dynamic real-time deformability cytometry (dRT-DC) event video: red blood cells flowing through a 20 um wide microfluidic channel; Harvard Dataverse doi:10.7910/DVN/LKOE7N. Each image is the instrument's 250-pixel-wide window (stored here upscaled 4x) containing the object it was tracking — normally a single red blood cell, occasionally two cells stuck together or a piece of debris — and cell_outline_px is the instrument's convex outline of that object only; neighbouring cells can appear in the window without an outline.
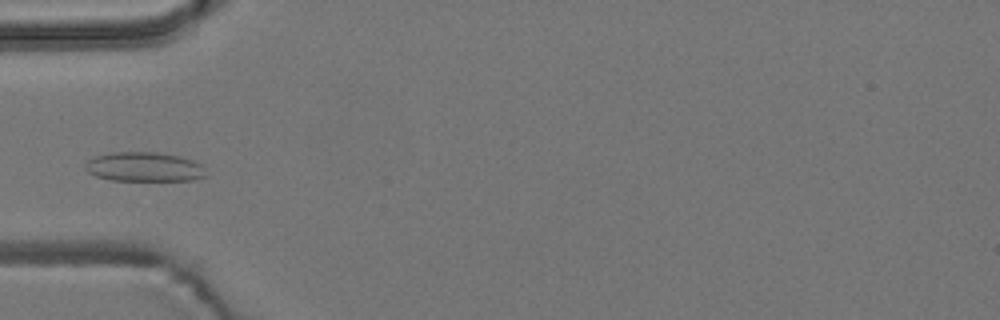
{"species": "common noctule bat (a hibernating species)", "species_latin": "Nyctalus noctula", "temperature_condition": "room temperature", "stored_images_in_passage": 6, "camera_frame_rate_fps": 3000, "um_per_image_px": 0.085, "animal": {"sex": "male", "body_mass_g": 19.2, "forearm_length_mm": 51.8}, "frame": {"image": 1, "passage_image": 6, "time_ms": 5.667, "image_size_px": [1000, 320], "cell_outline_px": [[208, 176], [192, 180], [112, 180], [96, 176], [88, 172], [84, 168], [84, 164], [88, 160], [96, 156], [112, 152], [156, 152], [180, 156], [204, 164]], "centroid_in_image_um": [12.3, 14.18], "position_along_channel_um": 72.7, "area_um2": 20.87}}